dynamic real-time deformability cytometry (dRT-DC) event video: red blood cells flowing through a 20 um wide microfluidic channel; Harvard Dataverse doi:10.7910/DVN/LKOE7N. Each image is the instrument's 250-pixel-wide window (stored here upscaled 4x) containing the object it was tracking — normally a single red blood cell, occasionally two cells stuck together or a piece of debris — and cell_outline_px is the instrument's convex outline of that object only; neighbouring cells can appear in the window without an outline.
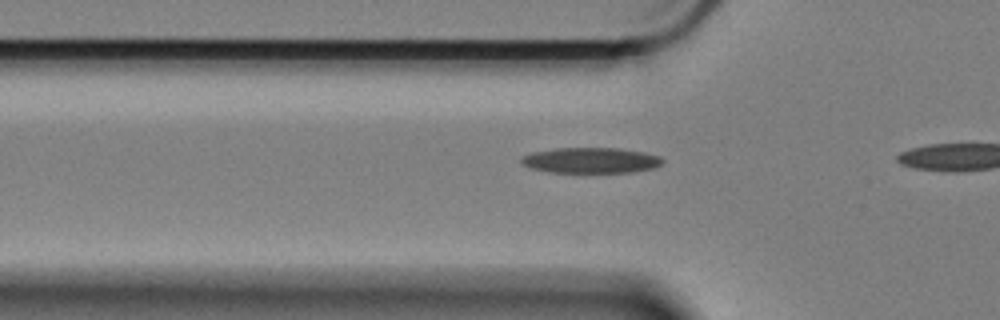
{"species": "Egyptian fruit bat (a non-hibernating species)", "species_latin": "Rousettus aegyptiacus", "temperature_condition": "cold", "stored_images_in_passage": 6, "camera_frame_rate_fps": 3000, "um_per_image_px": 0.085, "animal": {"sex": "female"}, "frame": {"image": 1, "passage_image": 3, "time_ms": 0.667, "image_size_px": [1000, 320], "cell_outline_px": [[664, 164], [656, 168], [632, 172], [548, 172], [532, 168], [520, 164], [520, 156], [532, 152], [556, 148], [620, 148], [644, 152], [660, 156], [664, 160]], "centroid_in_image_um": [50.24, 13.63], "position_along_channel_um": 75.6, "area_um2": 21.33}}